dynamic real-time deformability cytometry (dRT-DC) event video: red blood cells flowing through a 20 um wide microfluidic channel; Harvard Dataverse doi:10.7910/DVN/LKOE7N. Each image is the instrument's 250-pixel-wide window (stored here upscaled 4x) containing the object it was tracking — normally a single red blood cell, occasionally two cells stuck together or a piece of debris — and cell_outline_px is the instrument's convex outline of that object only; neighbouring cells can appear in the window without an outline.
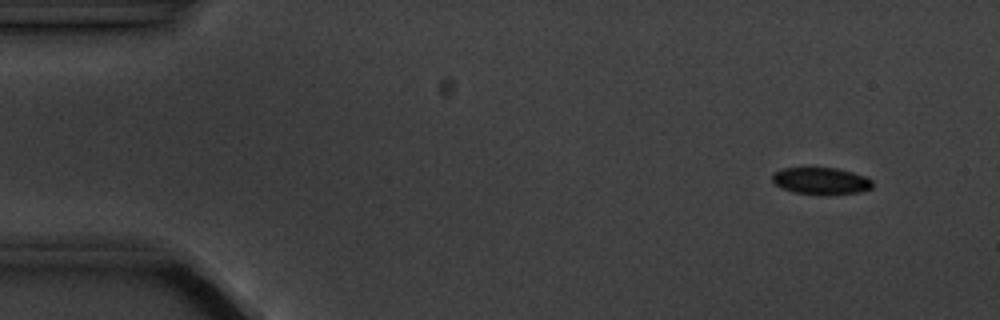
{"species": "common noctule bat (a hibernating species)", "species_latin": "Nyctalus noctula", "temperature_condition": "cold", "stored_images_in_passage": 15, "segment_of_instrument_passage": [1, 2], "camera_frame_rate_fps": 3000, "um_per_image_px": 0.085, "animal": {"sex": "male", "body_mass_g": 20.1, "forearm_length_mm": 53.5}, "frame": {"image": 1, "passage_image": 1, "time_ms": 0.0, "image_size_px": [1000, 320], "cell_outline_px": [[872, 188], [860, 192], [820, 196], [792, 192], [780, 188], [772, 180], [772, 176], [776, 172], [784, 168], [836, 168], [852, 172], [864, 176], [872, 180]], "centroid_in_image_um": [69.78, 15.41], "position_along_channel_um": 15.2, "area_um2": 15.9}}
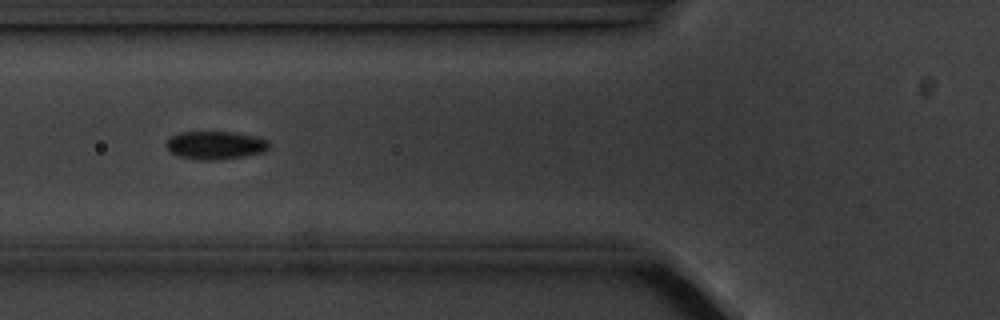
{"frame": {"image": 2, "passage_image": 5, "time_ms": 5.333, "image_size_px": [1000, 320], "cell_outline_px": [[268, 148], [264, 152], [244, 156], [216, 160], [200, 160], [180, 156], [172, 152], [168, 148], [168, 140], [172, 136], [180, 132], [236, 132], [256, 136], [268, 140]], "centroid_in_image_um": [18.36, 12.34], "position_along_channel_um": 107.4, "area_um2": 16.65}}
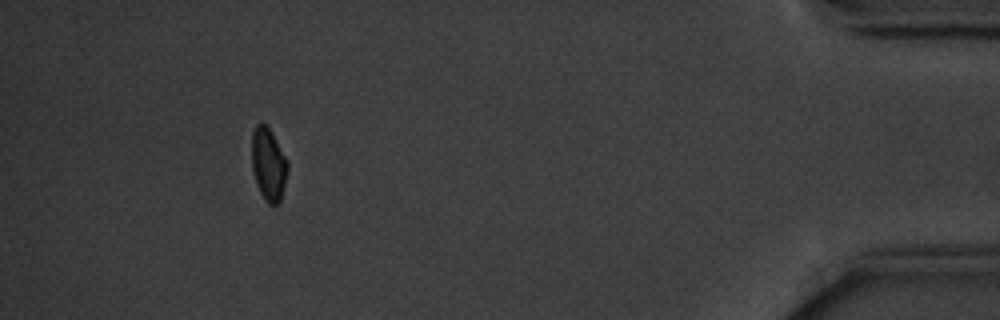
{"frame": {"image": 3, "passage_image": 13, "time_ms": 15.667, "image_size_px": [1000, 320], "cell_outline_px": [[288, 168], [280, 200], [276, 204], [268, 204], [264, 200], [256, 184], [252, 172], [252, 132], [256, 124], [264, 124], [272, 132], [288, 164]], "centroid_in_image_um": [22.79, 13.97], "position_along_channel_um": 412.4, "area_um2": 14.97}}